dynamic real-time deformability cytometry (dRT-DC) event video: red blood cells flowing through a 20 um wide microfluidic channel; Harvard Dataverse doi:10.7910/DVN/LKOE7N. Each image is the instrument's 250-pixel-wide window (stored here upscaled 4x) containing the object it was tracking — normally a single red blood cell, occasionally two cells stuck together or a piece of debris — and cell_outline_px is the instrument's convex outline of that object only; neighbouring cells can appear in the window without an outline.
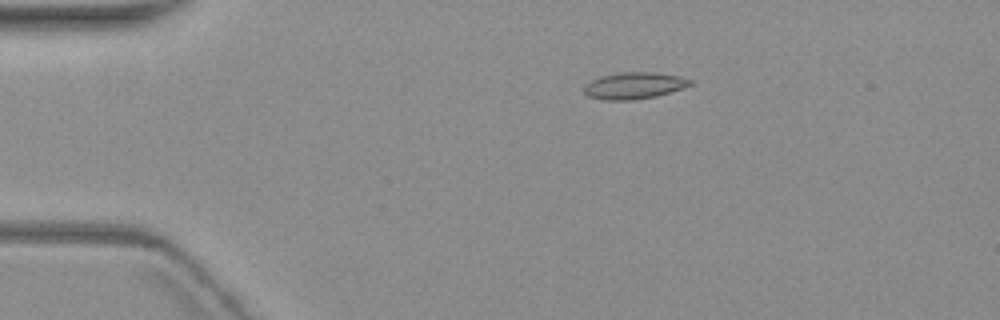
{"species": "common noctule bat (a hibernating species)", "species_latin": "Nyctalus noctula", "temperature_condition": "warm", "stored_images_in_passage": 4, "camera_frame_rate_fps": 3000, "um_per_image_px": 0.085, "animal": {"sex": "female", "body_mass_g": 19.3, "forearm_length_mm": 54.1}, "frame": {"image": 1, "passage_image": 1, "time_ms": 0.0, "image_size_px": [1000, 320], "cell_outline_px": [[692, 84], [684, 88], [656, 96], [632, 100], [604, 100], [588, 96], [584, 92], [584, 88], [592, 80], [600, 76], [624, 72], [652, 72], [680, 76], [692, 80]], "centroid_in_image_um": [53.93, 7.28], "position_along_channel_um": 31.1, "area_um2": 16.36}}
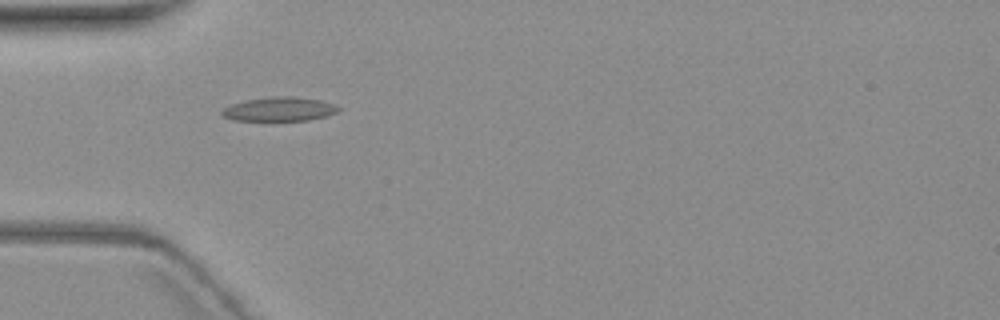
{"frame": {"image": 2, "passage_image": 3, "time_ms": 2.333, "image_size_px": [1000, 320], "cell_outline_px": [[340, 108], [336, 112], [328, 116], [308, 120], [232, 120], [224, 116], [220, 112], [224, 108], [232, 104], [244, 100], [272, 96], [292, 96], [320, 100], [332, 104]], "centroid_in_image_um": [23.73, 9.27], "position_along_channel_um": 61.3, "area_um2": 16.18}}
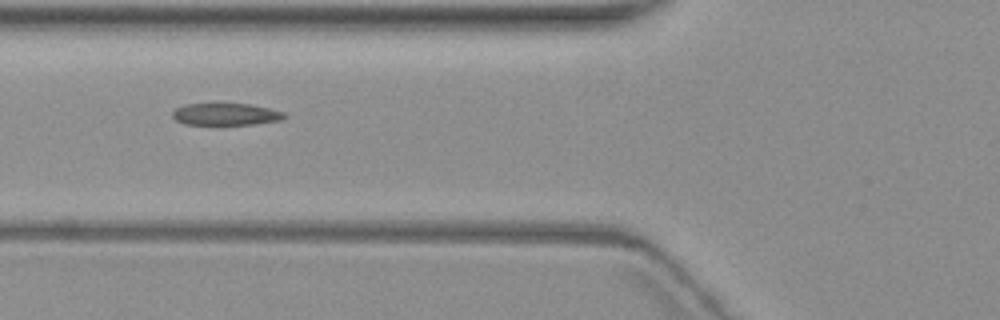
{"frame": {"image": 3, "passage_image": 4, "time_ms": 3.667, "image_size_px": [1000, 320], "cell_outline_px": [[288, 116], [280, 120], [252, 124], [220, 128], [184, 124], [176, 120], [172, 116], [172, 112], [176, 108], [184, 104], [248, 104], [268, 108], [284, 112]], "centroid_in_image_um": [19.14, 9.77], "position_along_channel_um": 106.7, "area_um2": 15.14}}